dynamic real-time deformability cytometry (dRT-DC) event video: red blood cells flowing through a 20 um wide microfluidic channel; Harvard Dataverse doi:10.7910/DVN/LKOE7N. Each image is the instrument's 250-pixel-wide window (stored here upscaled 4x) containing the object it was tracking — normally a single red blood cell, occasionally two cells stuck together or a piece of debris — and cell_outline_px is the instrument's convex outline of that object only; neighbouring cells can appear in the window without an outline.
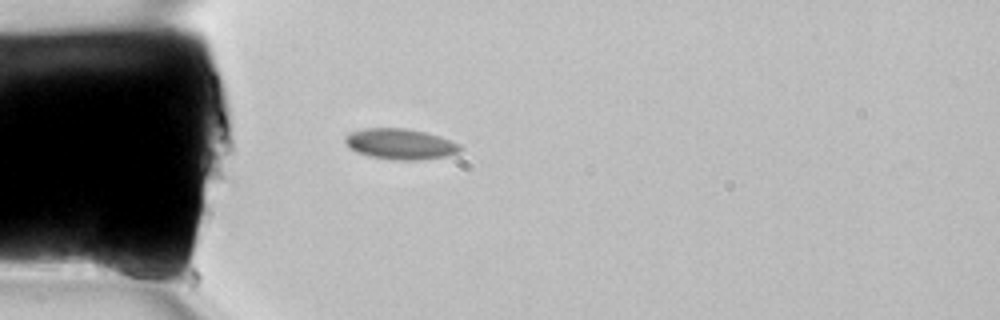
{"species": "common noctule bat (a hibernating species)", "species_latin": "Nyctalus noctula", "temperature_condition": "room temperature", "stored_images_in_passage": 3, "camera_frame_rate_fps": 3000, "um_per_image_px": 0.085, "animal": {"sex": "female", "body_mass_g": 22.7, "forearm_length_mm": 54.2}, "frame": {"image": 1, "passage_image": 1, "time_ms": 0.0, "image_size_px": [1000, 320], "cell_outline_px": [[160, 276], [144, 288], [96, 272], [92, 264], [92, 256], [96, 244], [104, 240], [136, 256], [160, 272]], "centroid_in_image_um": [10.41, 22.55], "position_along_channel_um": 74.6, "area_um2": 13.12}}